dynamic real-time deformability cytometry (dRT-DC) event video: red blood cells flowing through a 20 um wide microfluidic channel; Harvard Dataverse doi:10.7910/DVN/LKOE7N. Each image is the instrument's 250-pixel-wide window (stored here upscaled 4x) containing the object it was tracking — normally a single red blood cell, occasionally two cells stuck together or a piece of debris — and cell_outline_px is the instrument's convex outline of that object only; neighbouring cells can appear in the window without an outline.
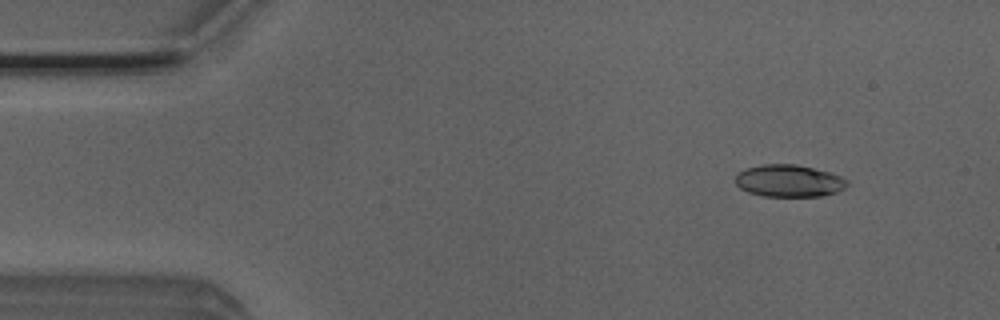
{"species": "Egyptian fruit bat (a non-hibernating species)", "species_latin": "Rousettus aegyptiacus", "temperature_condition": "room temperature", "stored_images_in_passage": 14, "camera_frame_rate_fps": 3000, "um_per_image_px": 0.085, "animal": {"sex": "male"}, "frame": {"image": 1, "passage_image": 2, "time_ms": 0.333, "image_size_px": [1000, 320], "cell_outline_px": [[848, 184], [844, 188], [836, 192], [820, 196], [764, 196], [748, 192], [740, 188], [736, 184], [736, 176], [740, 172], [748, 168], [764, 164], [796, 164], [828, 172], [840, 176], [848, 180]], "centroid_in_image_um": [67.07, 15.37], "position_along_channel_um": 17.9, "area_um2": 20.69}}
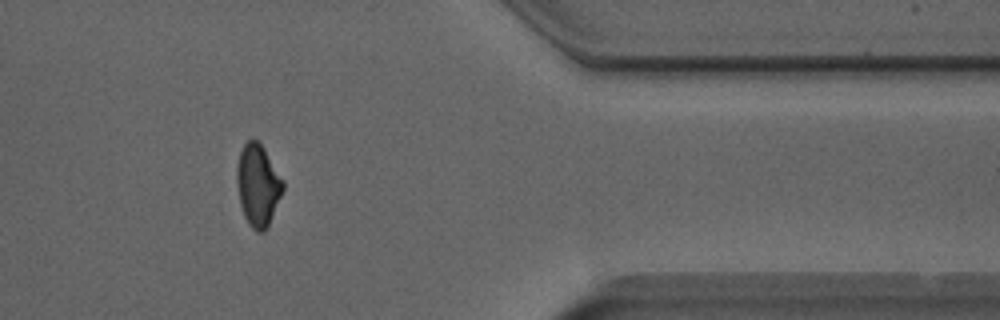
{"frame": {"image": 2, "passage_image": 12, "time_ms": 3.667, "image_size_px": [1000, 320], "cell_outline_px": [[284, 188], [268, 224], [264, 232], [256, 232], [248, 224], [244, 216], [240, 204], [236, 184], [236, 168], [240, 152], [244, 144], [252, 136], [264, 148], [284, 180]], "centroid_in_image_um": [21.9, 15.72], "position_along_channel_um": 389.5, "area_um2": 22.02}}
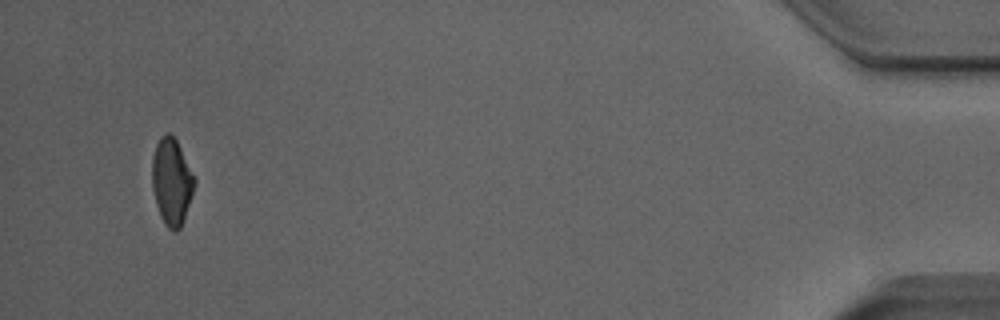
{"frame": {"image": 3, "passage_image": 14, "time_ms": 4.333, "image_size_px": [1000, 320], "cell_outline_px": [[196, 184], [192, 196], [180, 228], [176, 232], [172, 232], [164, 224], [160, 216], [156, 204], [152, 188], [152, 156], [156, 144], [160, 136], [168, 132], [176, 140], [196, 180]], "centroid_in_image_um": [14.58, 15.46], "position_along_channel_um": 420.6, "area_um2": 21.39}}